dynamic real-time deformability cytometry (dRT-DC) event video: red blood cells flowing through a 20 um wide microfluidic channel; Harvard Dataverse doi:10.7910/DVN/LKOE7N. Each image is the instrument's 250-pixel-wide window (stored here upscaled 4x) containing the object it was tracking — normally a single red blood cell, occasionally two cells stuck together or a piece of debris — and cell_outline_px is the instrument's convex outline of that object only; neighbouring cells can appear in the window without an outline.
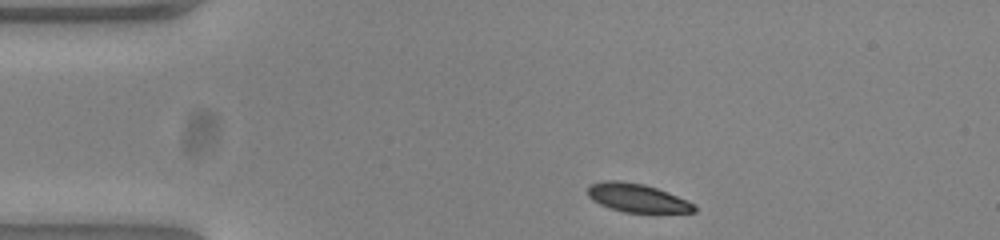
{"species": "common noctule bat (a hibernating species)", "species_latin": "Nyctalus noctula", "temperature_condition": "warm", "stored_images_in_passage": 44, "camera_frame_rate_fps": 3000, "um_per_image_px": 0.085, "animal": {"sex": "female", "body_mass_g": 23.0, "forearm_length_mm": 53.4}, "frame": {"image": 1, "passage_image": 1, "time_ms": 0.0, "image_size_px": [1000, 240], "cell_outline_px": [[696, 212], [624, 212], [600, 204], [592, 200], [588, 196], [588, 188], [592, 184], [604, 180], [616, 180], [644, 184], [668, 192], [696, 204]], "centroid_in_image_um": [54.17, 16.82], "position_along_channel_um": 30.8, "area_um2": 17.51}}
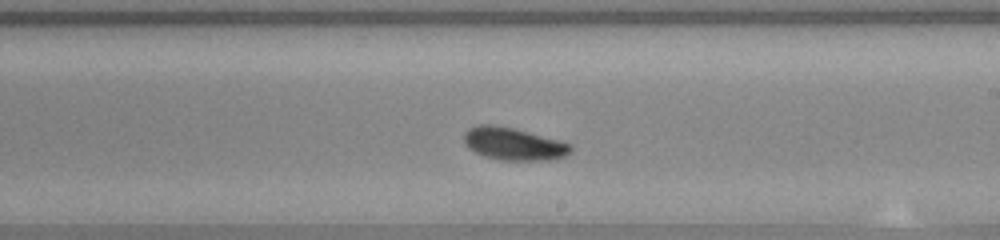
{"frame": {"image": 2, "passage_image": 22, "time_ms": 7.0, "image_size_px": [1000, 240], "cell_outline_px": [[572, 152], [564, 156], [548, 160], [500, 160], [484, 156], [468, 148], [464, 140], [464, 132], [468, 128], [476, 124], [492, 124], [512, 128], [560, 140], [572, 144]], "centroid_in_image_um": [43.64, 12.22], "position_along_channel_um": 245.4, "area_um2": 20.29}}
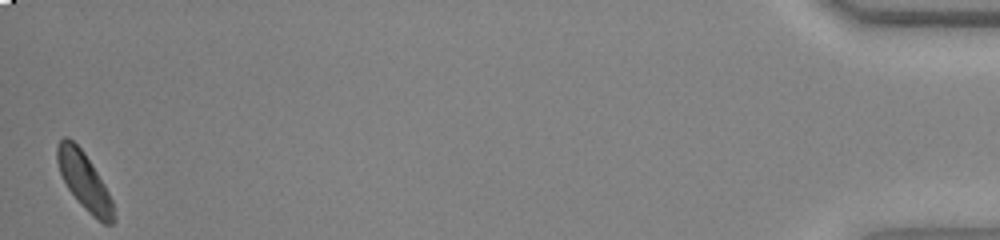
{"frame": {"image": 3, "passage_image": 44, "time_ms": 14.333, "image_size_px": [1000, 240], "cell_outline_px": [[116, 220], [112, 224], [104, 224], [92, 216], [80, 204], [68, 188], [60, 172], [56, 160], [56, 148], [60, 140], [64, 136], [68, 136], [84, 152], [104, 184], [112, 200]], "centroid_in_image_um": [7.17, 15.4], "position_along_channel_um": 428.0, "area_um2": 18.67}}